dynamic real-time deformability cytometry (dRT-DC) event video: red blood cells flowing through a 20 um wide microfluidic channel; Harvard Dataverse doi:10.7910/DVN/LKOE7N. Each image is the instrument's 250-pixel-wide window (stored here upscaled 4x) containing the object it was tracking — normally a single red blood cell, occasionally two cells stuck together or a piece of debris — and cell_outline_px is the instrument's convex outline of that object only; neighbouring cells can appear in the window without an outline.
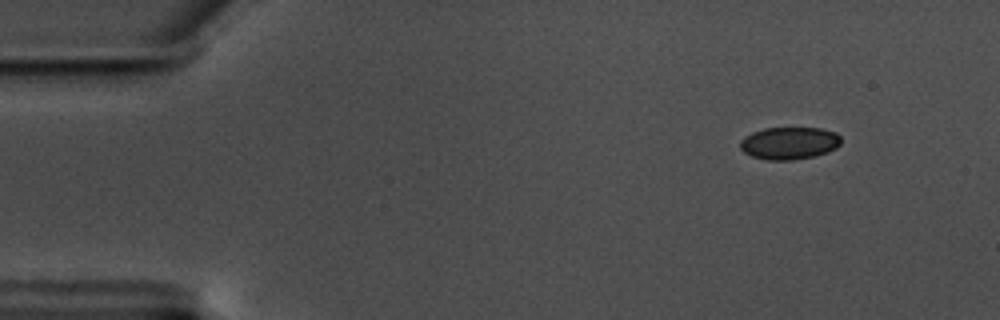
{"species": "common noctule bat (a hibernating species)", "species_latin": "Nyctalus noctula", "temperature_condition": "warm", "stored_images_in_passage": 53, "camera_frame_rate_fps": 3000, "um_per_image_px": 0.085, "animal": {"sex": "male", "body_mass_g": 17.5, "forearm_length_mm": 52.3}, "frame": {"image": 1, "passage_image": 1, "time_ms": 0.0, "image_size_px": [1000, 320], "cell_outline_px": [[840, 144], [836, 148], [828, 152], [812, 156], [792, 160], [768, 160], [752, 156], [744, 152], [740, 148], [740, 140], [744, 136], [752, 132], [764, 128], [820, 128], [836, 132], [840, 136]], "centroid_in_image_um": [67.08, 12.16], "position_along_channel_um": 17.9, "area_um2": 19.07}}
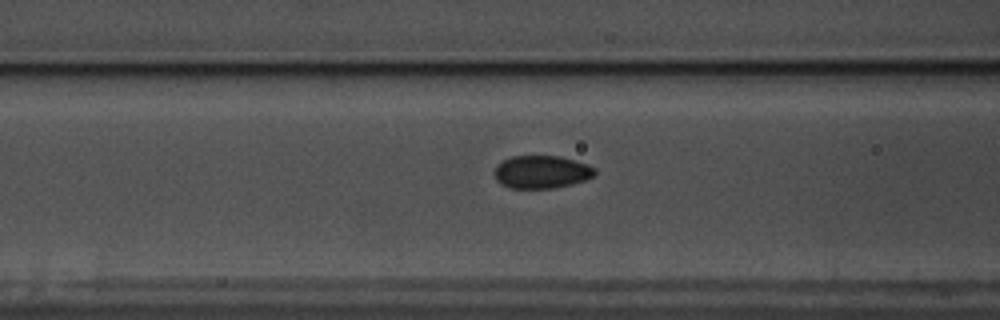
{"frame": {"image": 2, "passage_image": 18, "time_ms": 5.667, "image_size_px": [1000, 320], "cell_outline_px": [[596, 176], [572, 184], [552, 188], [508, 188], [500, 184], [496, 180], [492, 172], [496, 164], [512, 156], [560, 156], [588, 164], [596, 168]], "centroid_in_image_um": [46.01, 14.62], "position_along_channel_um": 120.6, "area_um2": 19.54}}
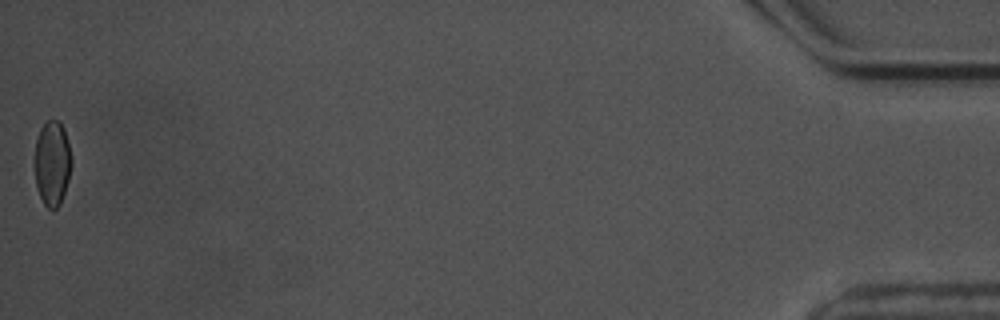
{"frame": {"image": 3, "passage_image": 53, "time_ms": 17.333, "image_size_px": [1000, 320], "cell_outline_px": [[72, 164], [68, 180], [60, 204], [52, 212], [44, 204], [36, 188], [36, 140], [40, 128], [48, 120], [60, 120], [64, 128], [72, 156]], "centroid_in_image_um": [4.46, 13.87], "position_along_channel_um": 430.7, "area_um2": 18.21}, "authors_computed_cell_mechanics": {"area_um2": 19.4786, "velocity_mm_per_s": 3.5187, "shape_relaxation_time_tau1_ms": 5.6319, "shape_relaxation_time_tau2_ms": 1.2583, "deformation_change_tau1": 0.0852, "deformation_change_tau2": 0.0405}}